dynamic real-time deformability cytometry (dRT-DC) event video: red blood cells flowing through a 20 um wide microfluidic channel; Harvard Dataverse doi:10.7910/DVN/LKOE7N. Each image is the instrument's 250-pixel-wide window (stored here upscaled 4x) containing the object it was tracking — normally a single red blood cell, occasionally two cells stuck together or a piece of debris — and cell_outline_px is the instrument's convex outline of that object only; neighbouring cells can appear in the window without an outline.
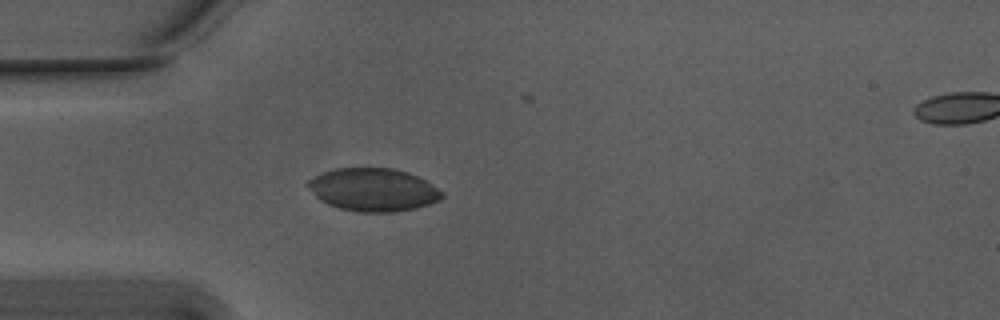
{"species": "Egyptian fruit bat (a non-hibernating species)", "species_latin": "Rousettus aegyptiacus", "temperature_condition": "warm", "stored_images_in_passage": 30, "camera_frame_rate_fps": 3000, "um_per_image_px": 0.085, "animal": {"sex": "male"}, "frame": {"image": 1, "passage_image": 1, "time_ms": 0.0, "image_size_px": [1000, 320], "cell_outline_px": [[444, 196], [440, 200], [416, 208], [396, 212], [356, 212], [340, 208], [328, 204], [320, 200], [316, 196], [308, 184], [308, 180], [324, 172], [336, 168], [392, 168], [408, 172], [432, 184], [444, 192]], "centroid_in_image_um": [31.77, 16.13], "position_along_channel_um": 53.2, "area_um2": 33.35}}
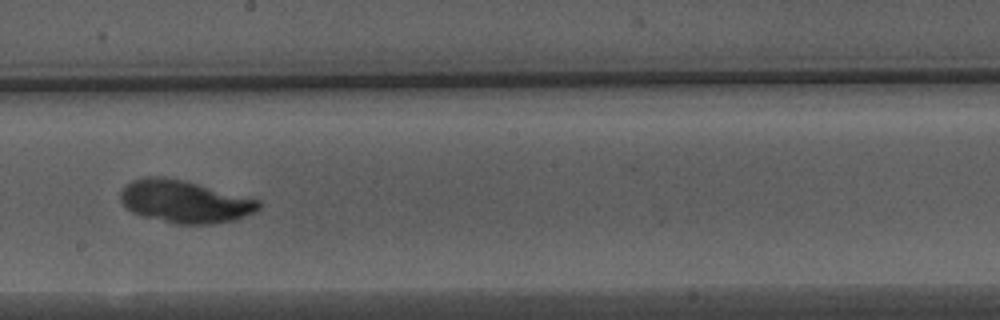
{"frame": {"image": 2, "passage_image": 16, "time_ms": 5.0, "image_size_px": [1000, 320], "cell_outline_px": [[260, 208], [256, 212], [236, 220], [212, 224], [172, 224], [144, 216], [132, 212], [120, 200], [120, 192], [132, 180], [144, 176], [164, 176], [184, 180], [260, 200]], "centroid_in_image_um": [15.71, 17.13], "position_along_channel_um": 232.5, "area_um2": 34.39}}
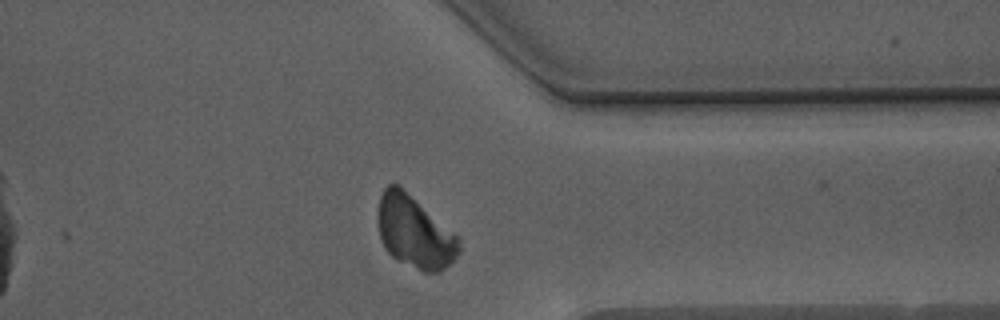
{"frame": {"image": 3, "passage_image": 28, "time_ms": 9.0, "image_size_px": [1000, 320], "cell_outline_px": [[460, 252], [440, 272], [424, 272], [396, 260], [384, 248], [380, 236], [380, 196], [384, 188], [388, 184], [400, 184], [456, 236], [460, 240]], "centroid_in_image_um": [35.24, 19.73], "position_along_channel_um": 376.2, "area_um2": 33.41}}